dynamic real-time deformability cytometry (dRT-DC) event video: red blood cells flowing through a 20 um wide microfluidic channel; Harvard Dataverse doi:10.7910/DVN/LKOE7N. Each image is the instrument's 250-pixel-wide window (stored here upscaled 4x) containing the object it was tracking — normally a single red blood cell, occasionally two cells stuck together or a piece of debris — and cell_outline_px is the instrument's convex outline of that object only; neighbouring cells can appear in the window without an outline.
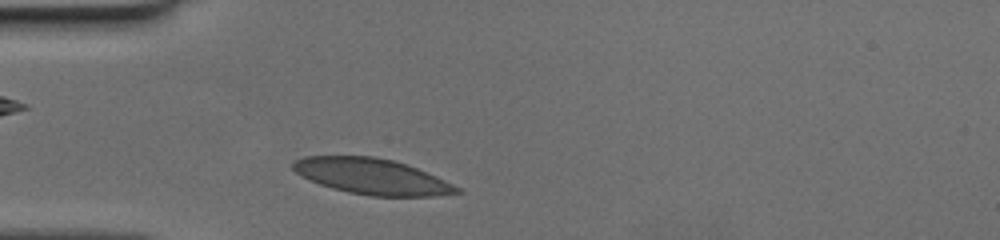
{"species": "human", "species_latin": "Homo sapiens", "temperature_condition": "cold", "stored_images_in_passage": 29, "camera_frame_rate_fps": 3000, "um_per_image_px": 0.085, "donor": {"sex": "female"}, "frame": {"image": 1, "passage_image": 3, "time_ms": 0.667, "image_size_px": [1000, 240], "cell_outline_px": [[464, 192], [432, 196], [372, 196], [348, 192], [332, 188], [320, 184], [296, 172], [292, 168], [292, 164], [296, 160], [304, 156], [372, 156], [392, 160], [408, 164], [436, 176], [460, 188]], "centroid_in_image_um": [31.64, 14.99], "position_along_channel_um": 53.4, "area_um2": 33.87}}
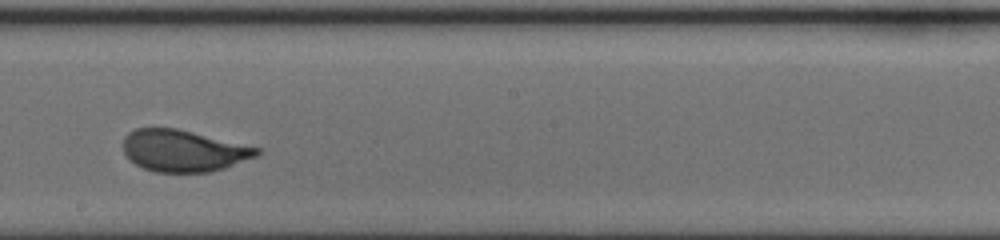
{"frame": {"image": 2, "passage_image": 17, "time_ms": 5.333, "image_size_px": [1000, 240], "cell_outline_px": [[264, 148], [256, 156], [224, 168], [212, 172], [156, 172], [144, 168], [136, 164], [124, 152], [124, 136], [128, 132], [136, 128], [176, 128]], "centroid_in_image_um": [15.63, 12.8], "position_along_channel_um": 232.6, "area_um2": 32.48}}
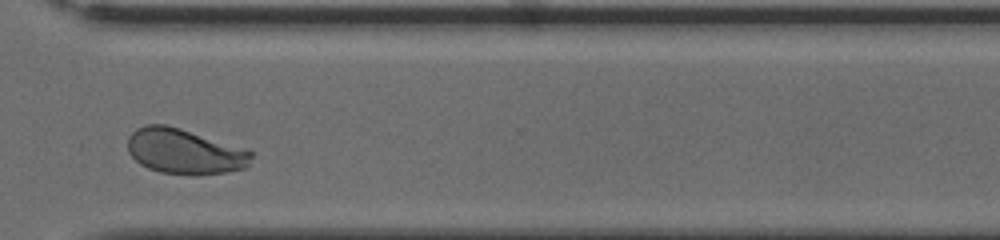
{"frame": {"image": 3, "passage_image": 26, "time_ms": 8.333, "image_size_px": [1000, 240], "cell_outline_px": [[252, 156], [248, 164], [244, 168], [224, 172], [160, 172], [148, 168], [140, 164], [128, 152], [128, 136], [136, 128], [148, 124], [164, 124], [180, 128], [252, 152]], "centroid_in_image_um": [15.59, 12.83], "position_along_channel_um": 355.0, "area_um2": 31.27}}